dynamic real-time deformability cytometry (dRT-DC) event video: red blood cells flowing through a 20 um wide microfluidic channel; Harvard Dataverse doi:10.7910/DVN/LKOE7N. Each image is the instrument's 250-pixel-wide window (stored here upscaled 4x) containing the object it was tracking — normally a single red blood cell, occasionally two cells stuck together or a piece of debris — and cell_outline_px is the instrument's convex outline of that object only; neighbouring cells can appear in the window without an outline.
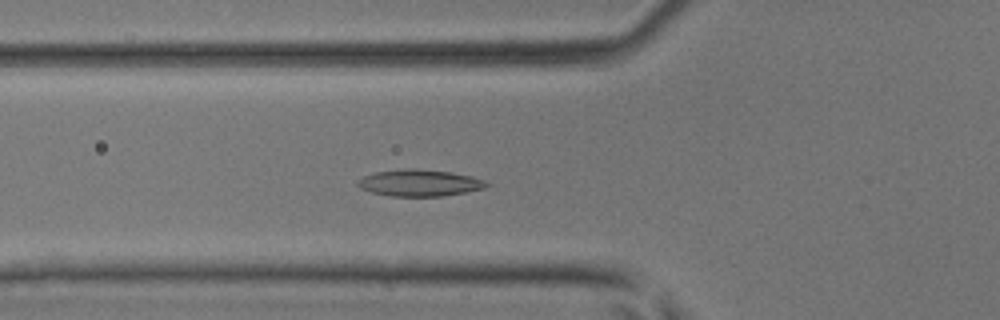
{"species": "common noctule bat (a hibernating species)", "species_latin": "Nyctalus noctula", "temperature_condition": "room temperature", "stored_images_in_passage": 47, "camera_frame_rate_fps": 3000, "um_per_image_px": 0.085, "animal": {"sex": "male", "body_mass_g": 17.9, "forearm_length_mm": 54.2}, "frame": {"image": 1, "passage_image": 17, "time_ms": 5.333, "image_size_px": [1000, 320], "cell_outline_px": [[492, 184], [484, 188], [444, 196], [392, 196], [372, 192], [360, 188], [356, 184], [356, 180], [364, 176], [376, 172], [408, 168], [416, 168], [452, 172], [472, 176], [484, 180]], "centroid_in_image_um": [35.67, 15.54], "position_along_channel_um": 90.1, "area_um2": 20.06}}
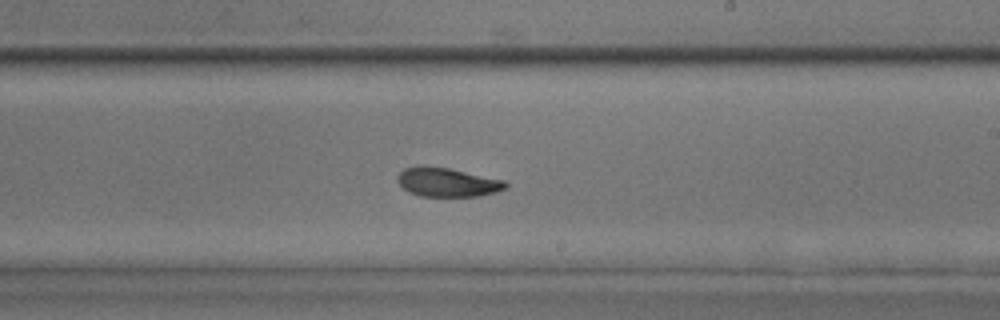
{"frame": {"image": 2, "passage_image": 28, "time_ms": 9.0, "image_size_px": [1000, 320], "cell_outline_px": [[508, 188], [496, 192], [480, 196], [420, 196], [408, 192], [396, 180], [396, 176], [404, 168], [448, 168], [504, 180], [508, 184]], "centroid_in_image_um": [38.06, 15.53], "position_along_channel_um": 250.9, "area_um2": 17.8}}
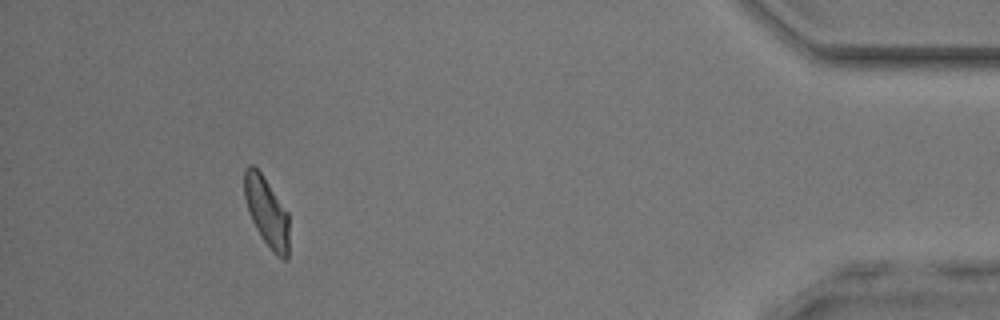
{"frame": {"image": 3, "passage_image": 43, "time_ms": 14.0, "image_size_px": [1000, 320], "cell_outline_px": [[288, 260], [284, 260], [276, 256], [260, 236], [248, 212], [244, 196], [244, 168], [248, 164], [252, 164], [260, 172], [288, 212]], "centroid_in_image_um": [22.65, 18.01], "position_along_channel_um": 412.5, "area_um2": 18.09}}